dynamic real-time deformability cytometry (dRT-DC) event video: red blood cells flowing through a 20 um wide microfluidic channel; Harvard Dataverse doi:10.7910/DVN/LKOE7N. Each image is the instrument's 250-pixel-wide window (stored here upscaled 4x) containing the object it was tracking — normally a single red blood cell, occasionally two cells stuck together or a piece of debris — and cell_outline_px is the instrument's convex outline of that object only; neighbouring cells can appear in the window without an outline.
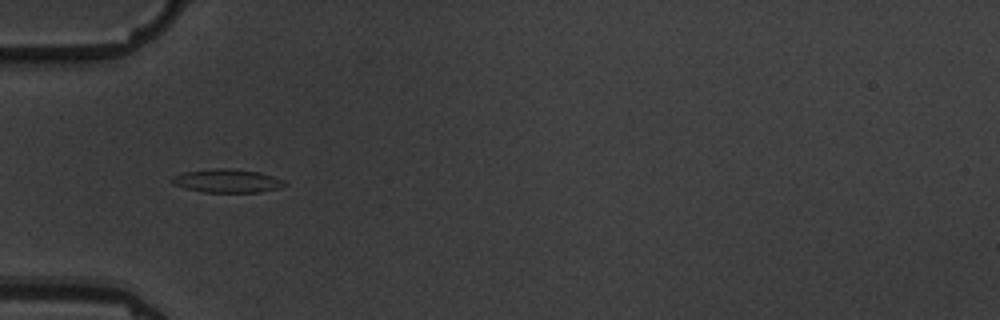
{"species": "common noctule bat (a hibernating species)", "species_latin": "Nyctalus noctula", "temperature_condition": "warm", "stored_images_in_passage": 7, "camera_frame_rate_fps": 3000, "um_per_image_px": 0.085, "animal": {"sex": "male", "body_mass_g": 19.5, "forearm_length_mm": 54.6}, "frame": {"image": 1, "passage_image": 3, "time_ms": 2.333, "image_size_px": [1000, 320], "cell_outline_px": [[288, 184], [280, 188], [260, 192], [204, 192], [172, 184], [172, 176], [184, 172], [212, 168], [232, 168], [260, 172], [284, 180]], "centroid_in_image_um": [19.34, 15.36], "position_along_channel_um": 65.7, "area_um2": 15.43}}
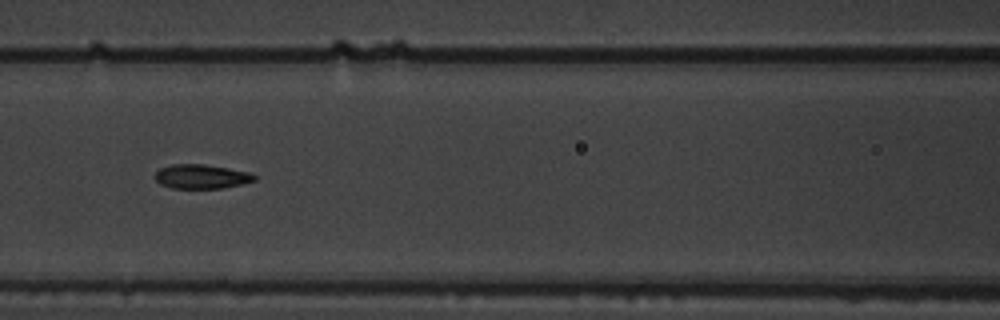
{"frame": {"image": 2, "passage_image": 5, "time_ms": 4.667, "image_size_px": [1000, 320], "cell_outline_px": [[256, 180], [224, 188], [172, 188], [160, 184], [152, 176], [160, 168], [172, 164], [204, 164], [228, 168], [248, 172], [256, 176]], "centroid_in_image_um": [17.08, 15.0], "position_along_channel_um": 149.5, "area_um2": 14.05}}
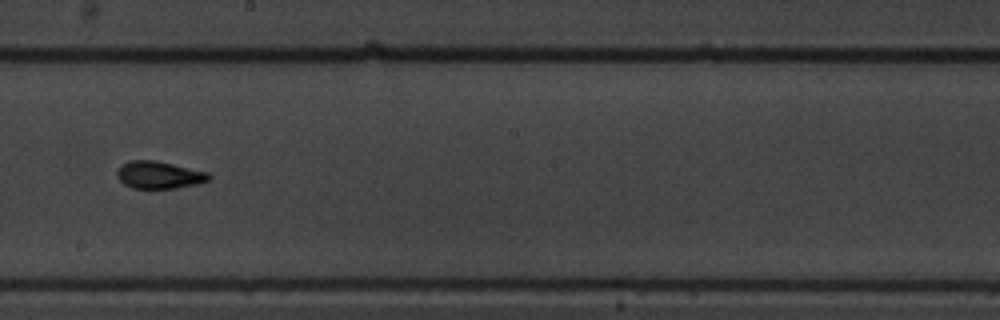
{"frame": {"image": 3, "passage_image": 7, "time_ms": 7.0, "image_size_px": [1000, 320], "cell_outline_px": [[212, 176], [208, 180], [196, 184], [176, 188], [132, 188], [124, 184], [116, 176], [116, 168], [120, 164], [128, 160], [156, 160], [208, 172]], "centroid_in_image_um": [13.47, 14.85], "position_along_channel_um": 234.7, "area_um2": 14.8}}